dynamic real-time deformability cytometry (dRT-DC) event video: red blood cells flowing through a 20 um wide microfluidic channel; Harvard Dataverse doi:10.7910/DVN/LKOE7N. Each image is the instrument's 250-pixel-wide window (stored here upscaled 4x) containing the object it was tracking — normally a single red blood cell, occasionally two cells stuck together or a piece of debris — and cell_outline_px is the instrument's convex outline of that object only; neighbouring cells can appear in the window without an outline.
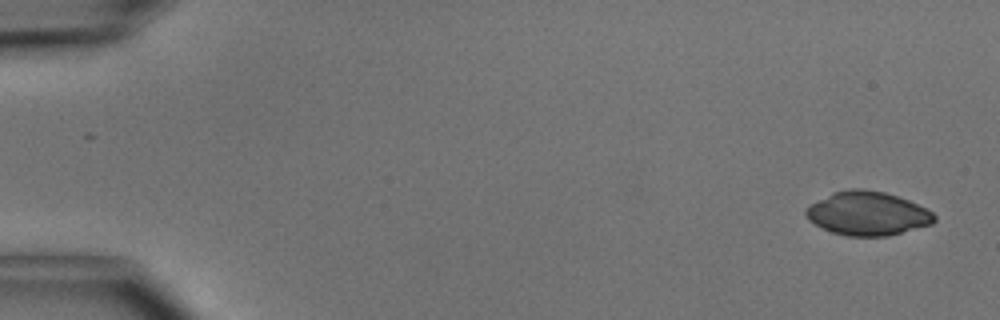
{"species": "common noctule bat (a hibernating species)", "species_latin": "Nyctalus noctula", "temperature_condition": "cold", "stored_images_in_passage": 48, "camera_frame_rate_fps": 3000, "um_per_image_px": 0.085, "animal": {"sex": "male", "body_mass_g": 15.6}, "frame": {"image": 1, "passage_image": 1, "time_ms": 0.0, "image_size_px": [1000, 320], "cell_outline_px": [[936, 220], [932, 224], [888, 236], [848, 236], [832, 232], [808, 220], [804, 212], [804, 208], [808, 204], [832, 192], [848, 188], [864, 188], [884, 192], [908, 200], [932, 212], [936, 216]], "centroid_in_image_um": [73.7, 18.13], "position_along_channel_um": 11.3, "area_um2": 32.89}}
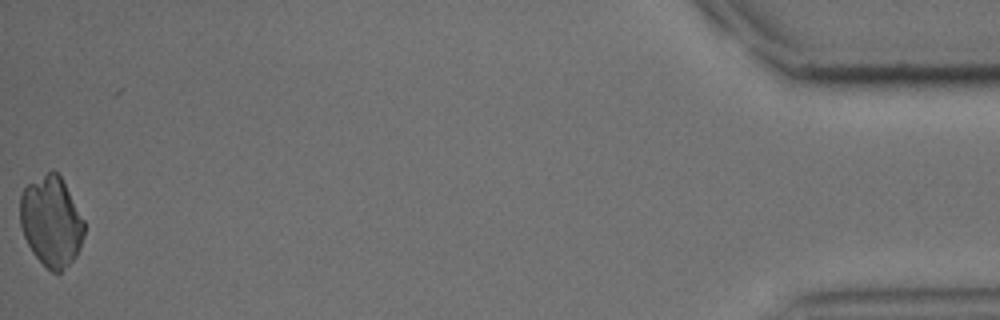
{"frame": {"image": 2, "passage_image": 48, "time_ms": 15.667, "image_size_px": [1000, 320], "cell_outline_px": [[84, 236], [80, 248], [76, 256], [60, 272], [52, 272], [32, 252], [24, 236], [20, 224], [20, 196], [24, 188], [28, 184], [52, 168], [60, 176], [84, 220]], "centroid_in_image_um": [4.35, 18.81], "position_along_channel_um": 430.8, "area_um2": 33.41}}